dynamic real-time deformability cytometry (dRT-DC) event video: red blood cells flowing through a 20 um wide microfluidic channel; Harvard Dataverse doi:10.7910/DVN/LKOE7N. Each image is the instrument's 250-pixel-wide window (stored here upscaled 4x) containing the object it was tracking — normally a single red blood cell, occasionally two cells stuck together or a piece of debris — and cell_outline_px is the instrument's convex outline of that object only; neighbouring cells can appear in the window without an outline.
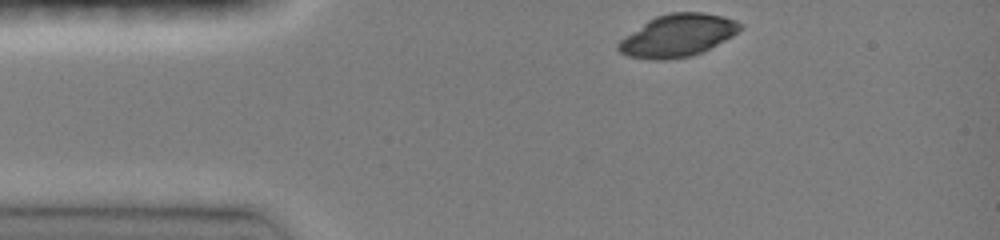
{"species": "common noctule bat (a hibernating species)", "species_latin": "Nyctalus noctula", "temperature_condition": "room temperature", "stored_images_in_passage": 35, "camera_frame_rate_fps": 3000, "um_per_image_px": 0.085, "animal": {"sex": "female", "body_mass_g": 19.0, "forearm_length_mm": 51.5}, "frame": {"image": 1, "passage_image": 1, "time_ms": 0.0, "image_size_px": [1000, 240], "cell_outline_px": [[744, 28], [732, 36], [704, 52], [692, 56], [668, 60], [652, 60], [628, 56], [620, 52], [616, 48], [616, 44], [620, 40], [648, 20], [656, 16], [668, 12], [700, 12], [720, 16], [736, 20]], "centroid_in_image_um": [57.6, 3.03], "position_along_channel_um": 27.4, "area_um2": 30.17}}